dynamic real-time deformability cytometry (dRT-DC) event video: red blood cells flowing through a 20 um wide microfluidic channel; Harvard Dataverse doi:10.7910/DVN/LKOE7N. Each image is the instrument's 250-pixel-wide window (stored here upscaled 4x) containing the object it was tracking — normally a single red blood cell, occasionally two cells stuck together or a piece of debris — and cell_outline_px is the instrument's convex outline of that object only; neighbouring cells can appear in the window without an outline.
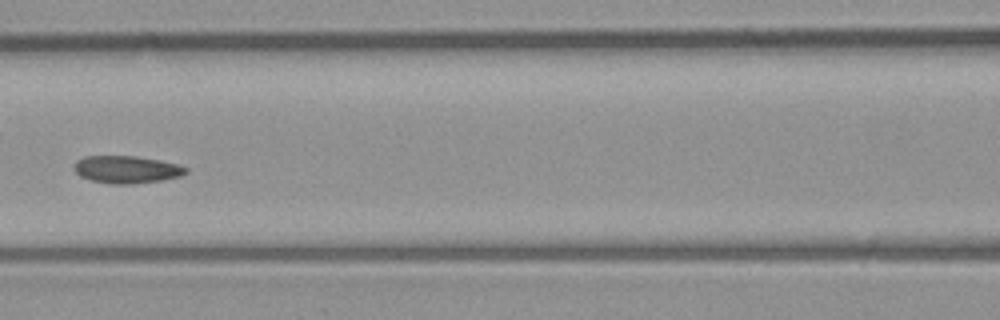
{"species": "common noctule bat (a hibernating species)", "species_latin": "Nyctalus noctula", "temperature_condition": "room temperature", "stored_images_in_passage": 8, "camera_frame_rate_fps": 3000, "um_per_image_px": 0.085, "animal": {"sex": "male", "body_mass_g": 23.1, "forearm_length_mm": 52.7}, "frame": {"image": 1, "passage_image": 7, "time_ms": 7.0, "image_size_px": [1000, 320], "cell_outline_px": [[188, 172], [180, 176], [160, 180], [132, 184], [112, 184], [92, 180], [80, 176], [72, 168], [76, 160], [84, 156], [136, 156], [160, 160], [180, 164], [188, 168]], "centroid_in_image_um": [10.76, 14.39], "position_along_channel_um": 155.8, "area_um2": 17.98}}
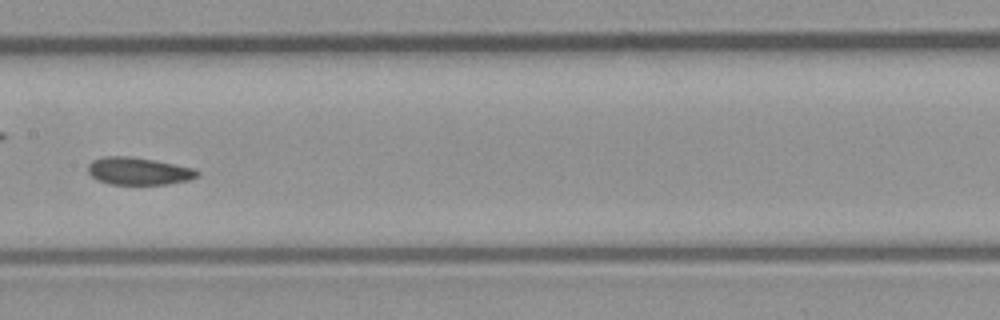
{"frame": {"image": 2, "passage_image": 8, "time_ms": 8.0, "image_size_px": [1000, 320], "cell_outline_px": [[200, 176], [188, 180], [168, 184], [108, 184], [96, 180], [88, 172], [88, 164], [92, 160], [104, 156], [128, 156], [152, 160], [196, 168], [200, 172]], "centroid_in_image_um": [11.78, 14.55], "position_along_channel_um": 195.6, "area_um2": 17.57}}